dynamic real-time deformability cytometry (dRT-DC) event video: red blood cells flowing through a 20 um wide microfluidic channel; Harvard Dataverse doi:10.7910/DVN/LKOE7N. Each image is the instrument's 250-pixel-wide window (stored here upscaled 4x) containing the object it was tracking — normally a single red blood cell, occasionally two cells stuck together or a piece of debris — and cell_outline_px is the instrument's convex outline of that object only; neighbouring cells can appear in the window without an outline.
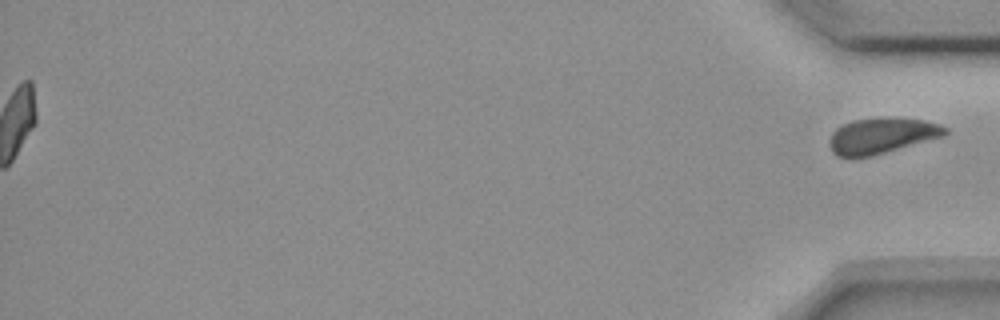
{"species": "common noctule bat (a hibernating species)", "species_latin": "Nyctalus noctula", "temperature_condition": "room temperature", "stored_images_in_passage": 14, "segment_of_instrument_passage": [2, 2], "camera_frame_rate_fps": 3000, "um_per_image_px": 0.085, "animal": {"sex": "female", "body_mass_g": 18.4}, "frame": {"image": 1, "passage_image": 14, "time_ms": 17.667, "image_size_px": [1000, 320], "cell_outline_px": [[948, 132], [944, 136], [872, 156], [848, 160], [836, 156], [832, 152], [828, 144], [828, 140], [832, 132], [836, 128], [852, 120], [880, 116], [896, 116], [924, 120], [940, 124], [948, 128]], "centroid_in_image_um": [74.9, 11.53], "position_along_channel_um": 360.3, "area_um2": 25.09}}